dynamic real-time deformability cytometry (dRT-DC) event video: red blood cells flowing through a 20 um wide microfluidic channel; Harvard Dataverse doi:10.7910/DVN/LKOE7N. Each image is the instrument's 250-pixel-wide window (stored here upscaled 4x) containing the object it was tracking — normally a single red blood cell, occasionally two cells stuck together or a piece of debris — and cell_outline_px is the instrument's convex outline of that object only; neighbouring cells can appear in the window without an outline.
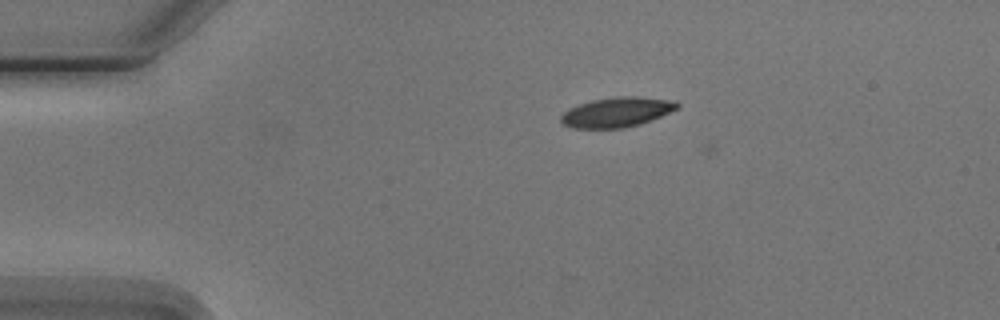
{"species": "Egyptian fruit bat (a non-hibernating species)", "species_latin": "Rousettus aegyptiacus", "temperature_condition": "cold", "stored_images_in_passage": 6, "camera_frame_rate_fps": 3000, "um_per_image_px": 0.085, "animal": {"sex": "male"}, "frame": {"image": 1, "passage_image": 4, "time_ms": 3.333, "image_size_px": [1000, 320], "cell_outline_px": [[680, 108], [652, 120], [640, 124], [620, 128], [572, 128], [560, 124], [560, 116], [568, 108], [592, 100], [616, 96], [636, 96], [676, 100], [680, 104]], "centroid_in_image_um": [52.45, 9.53], "position_along_channel_um": 32.6, "area_um2": 20.52}}
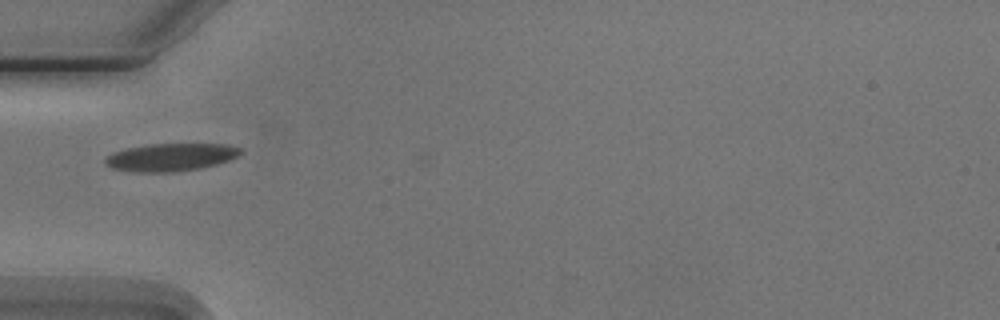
{"frame": {"image": 2, "passage_image": 6, "time_ms": 5.667, "image_size_px": [1000, 320], "cell_outline_px": [[244, 152], [228, 160], [216, 164], [200, 168], [172, 172], [136, 172], [112, 168], [104, 160], [112, 152], [124, 148], [148, 144], [228, 144], [240, 148]], "centroid_in_image_um": [14.51, 13.35], "position_along_channel_um": 70.5, "area_um2": 21.79}}